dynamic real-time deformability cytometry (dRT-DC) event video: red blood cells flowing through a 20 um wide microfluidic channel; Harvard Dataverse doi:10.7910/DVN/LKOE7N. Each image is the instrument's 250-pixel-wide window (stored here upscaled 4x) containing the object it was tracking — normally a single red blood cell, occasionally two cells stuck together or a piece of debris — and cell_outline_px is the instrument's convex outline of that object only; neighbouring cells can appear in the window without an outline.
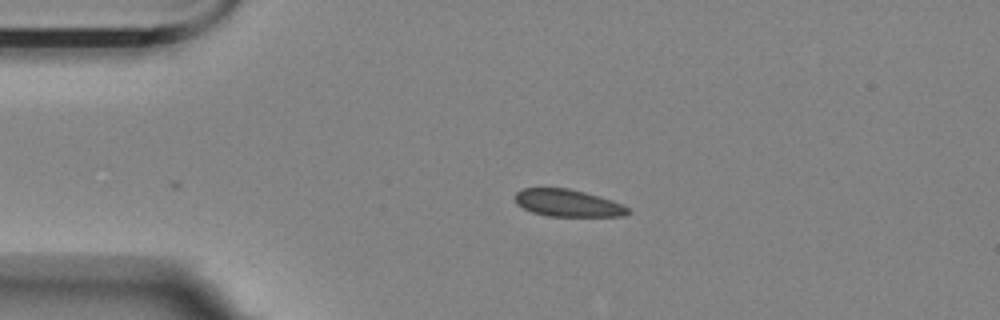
{"species": "Egyptian fruit bat (a non-hibernating species)", "species_latin": "Rousettus aegyptiacus", "temperature_condition": "room temperature", "stored_images_in_passage": 36, "camera_frame_rate_fps": 3000, "um_per_image_px": 0.085, "animal": {"sex": "female"}, "frame": {"image": 1, "passage_image": 1, "time_ms": 0.0, "image_size_px": [1000, 320], "cell_outline_px": [[632, 212], [624, 216], [548, 216], [532, 212], [516, 204], [516, 192], [524, 188], [568, 188], [584, 192], [612, 200], [628, 208]], "centroid_in_image_um": [48.26, 17.26], "position_along_channel_um": 36.7, "area_um2": 17.74}}
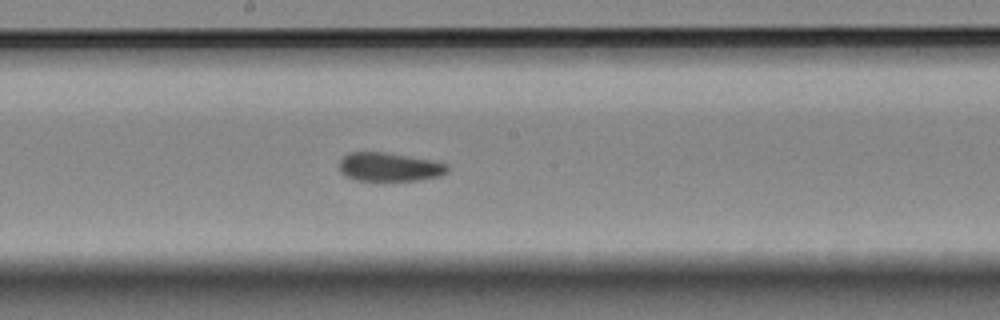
{"frame": {"image": 2, "passage_image": 19, "time_ms": 6.0, "image_size_px": [1000, 320], "cell_outline_px": [[448, 172], [440, 176], [420, 180], [380, 184], [376, 184], [356, 180], [344, 176], [340, 172], [340, 160], [348, 152], [384, 152], [432, 160], [448, 164]], "centroid_in_image_um": [33.07, 14.25], "position_along_channel_um": 215.1, "area_um2": 19.07}}
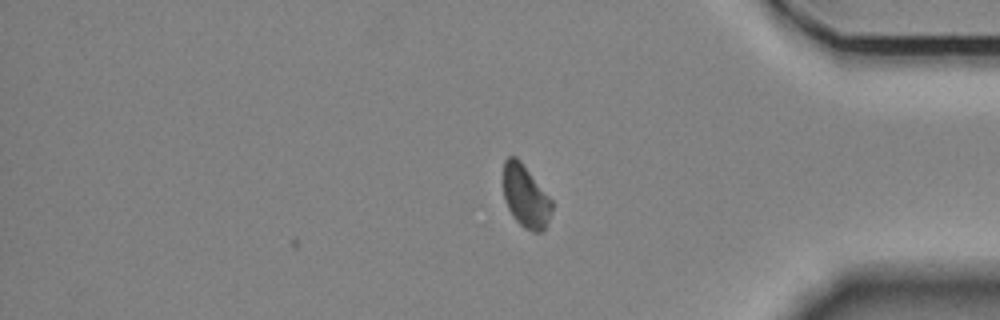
{"frame": {"image": 3, "passage_image": 36, "time_ms": 11.667, "image_size_px": [1000, 320], "cell_outline_px": [[552, 208], [544, 232], [532, 232], [524, 228], [512, 216], [504, 200], [504, 160], [508, 156], [516, 156], [520, 160], [552, 200]], "centroid_in_image_um": [44.67, 16.7], "position_along_channel_um": 390.5, "area_um2": 17.63}}